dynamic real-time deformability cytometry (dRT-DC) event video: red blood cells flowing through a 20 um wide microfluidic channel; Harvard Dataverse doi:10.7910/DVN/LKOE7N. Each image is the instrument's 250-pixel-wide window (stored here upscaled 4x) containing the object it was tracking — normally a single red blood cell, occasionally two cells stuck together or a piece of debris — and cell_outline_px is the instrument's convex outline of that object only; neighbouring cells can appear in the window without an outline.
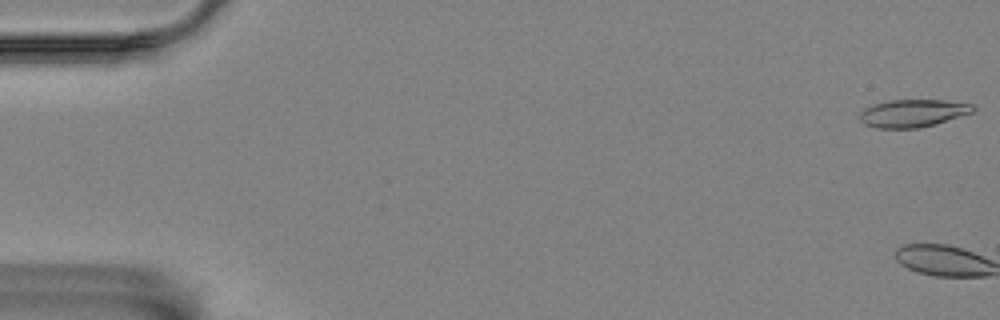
{"species": "Egyptian fruit bat (a non-hibernating species)", "species_latin": "Rousettus aegyptiacus", "temperature_condition": "room temperature", "stored_images_in_passage": 6, "camera_frame_rate_fps": 3000, "um_per_image_px": 0.085, "animal": {"sex": "female"}, "frame": {"image": 1, "passage_image": 1, "time_ms": 0.0, "image_size_px": [1000, 320], "cell_outline_px": [[976, 108], [972, 112], [936, 124], [920, 128], [876, 128], [864, 124], [860, 120], [860, 112], [864, 108], [872, 104], [888, 100], [944, 100], [972, 104]], "centroid_in_image_um": [77.56, 9.62], "position_along_channel_um": 7.4, "area_um2": 18.32}}